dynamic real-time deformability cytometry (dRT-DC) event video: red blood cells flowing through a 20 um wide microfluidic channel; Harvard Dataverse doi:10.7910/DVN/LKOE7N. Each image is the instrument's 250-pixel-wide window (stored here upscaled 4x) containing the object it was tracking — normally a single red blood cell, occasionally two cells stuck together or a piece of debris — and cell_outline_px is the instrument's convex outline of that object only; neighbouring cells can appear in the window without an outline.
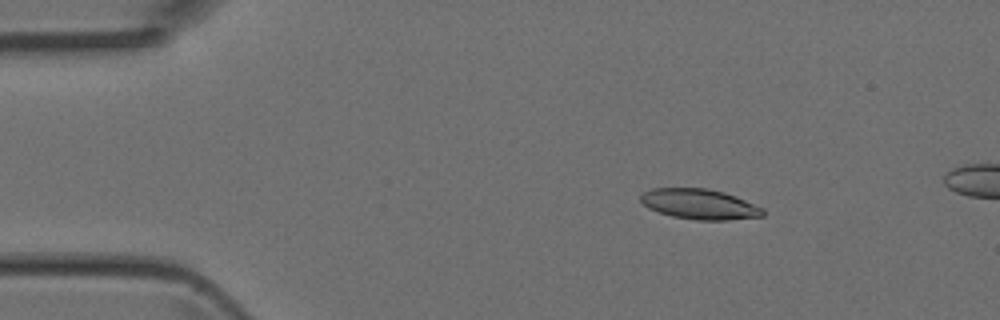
{"species": "Egyptian fruit bat (a non-hibernating species)", "species_latin": "Rousettus aegyptiacus", "temperature_condition": "room temperature", "stored_images_in_passage": 4, "camera_frame_rate_fps": 3000, "um_per_image_px": 0.085, "animal": {"sex": "female"}, "frame": {"image": 1, "passage_image": 2, "time_ms": 0.333, "image_size_px": [1000, 320], "cell_outline_px": [[764, 216], [728, 220], [696, 220], [672, 216], [648, 208], [640, 200], [640, 196], [644, 192], [652, 188], [708, 188], [724, 192], [736, 196], [764, 208]], "centroid_in_image_um": [59.49, 17.35], "position_along_channel_um": 25.5, "area_um2": 21.62}}